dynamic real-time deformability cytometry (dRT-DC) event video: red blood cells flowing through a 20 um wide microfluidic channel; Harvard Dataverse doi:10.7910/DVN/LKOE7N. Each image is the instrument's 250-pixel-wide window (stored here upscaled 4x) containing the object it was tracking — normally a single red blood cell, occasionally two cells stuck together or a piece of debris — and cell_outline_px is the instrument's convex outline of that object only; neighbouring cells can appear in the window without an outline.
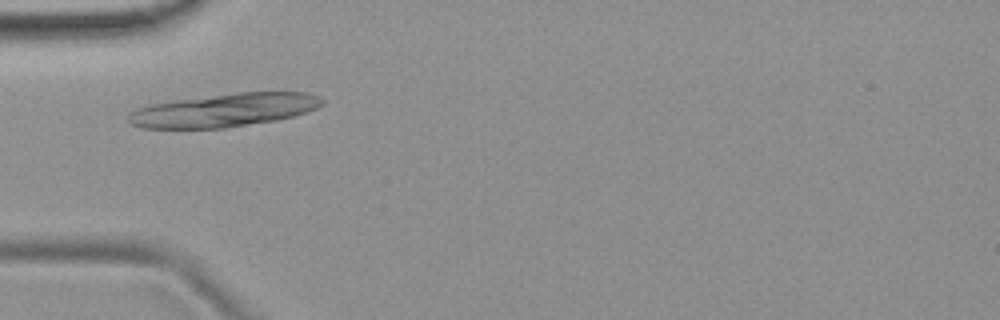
{"species": "common noctule bat (a hibernating species)", "species_latin": "Nyctalus noctula", "temperature_condition": "room temperature", "stored_images_in_passage": 45, "camera_frame_rate_fps": 3000, "um_per_image_px": 0.085, "animal": {"sex": "female", "body_mass_g": 19.9}, "frame": {"image": 1, "passage_image": 10, "time_ms": 3.0, "image_size_px": [1000, 320], "cell_outline_px": [[324, 104], [316, 108], [292, 116], [276, 120], [224, 128], [140, 128], [132, 124], [128, 120], [128, 112], [136, 108], [148, 104], [176, 100], [236, 92], [308, 92], [324, 100]], "centroid_in_image_um": [19.01, 9.36], "position_along_channel_um": 66.0, "area_um2": 37.51}}
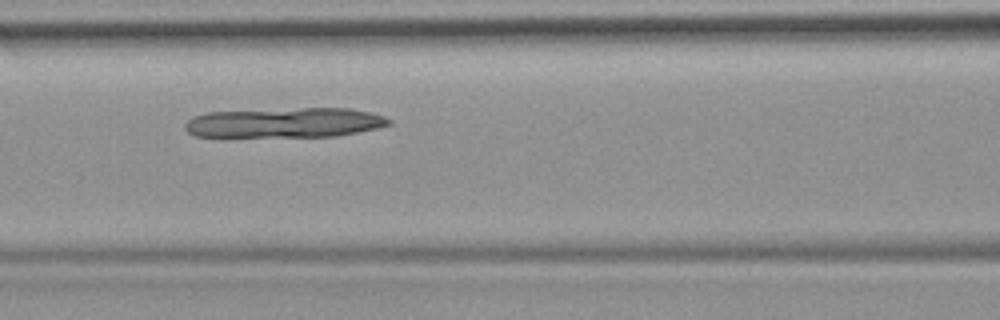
{"frame": {"image": 2, "passage_image": 16, "time_ms": 5.0, "image_size_px": [1000, 320], "cell_outline_px": [[392, 124], [376, 128], [336, 136], [224, 140], [196, 136], [188, 132], [184, 128], [184, 124], [192, 116], [208, 112], [304, 108], [348, 108], [368, 112], [384, 116], [392, 120]], "centroid_in_image_um": [24.06, 10.49], "position_along_channel_um": 142.5, "area_um2": 37.17}}
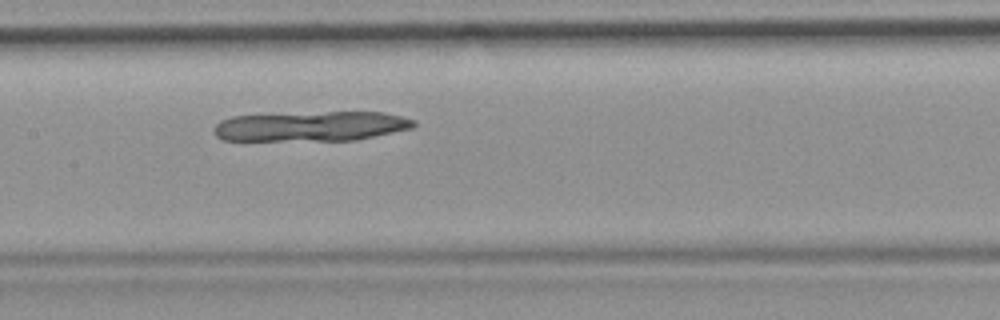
{"frame": {"image": 3, "passage_image": 19, "time_ms": 6.0, "image_size_px": [1000, 320], "cell_outline_px": [[416, 124], [412, 128], [356, 140], [224, 140], [216, 136], [216, 124], [220, 120], [232, 116], [328, 112], [384, 112], [416, 120]], "centroid_in_image_um": [26.49, 10.73], "position_along_channel_um": 180.9, "area_um2": 34.39}}